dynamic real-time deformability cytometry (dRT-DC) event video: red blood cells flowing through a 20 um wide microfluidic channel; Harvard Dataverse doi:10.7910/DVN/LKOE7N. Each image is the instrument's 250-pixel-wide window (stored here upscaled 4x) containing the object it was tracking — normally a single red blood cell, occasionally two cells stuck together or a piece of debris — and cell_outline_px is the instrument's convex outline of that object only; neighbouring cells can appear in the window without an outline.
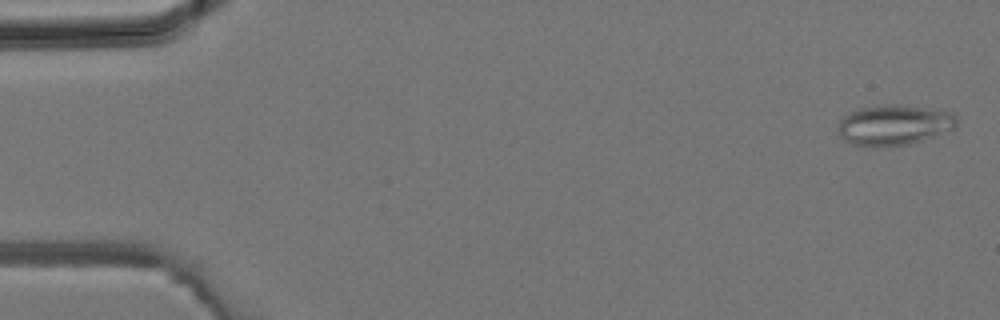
{"species": "common noctule bat (a hibernating species)", "species_latin": "Nyctalus noctula", "temperature_condition": "room temperature", "stored_images_in_passage": 3, "camera_frame_rate_fps": 3000, "um_per_image_px": 0.085, "animal": {"sex": "male", "body_mass_g": 19.2, "forearm_length_mm": 51.8}, "frame": {"image": 1, "passage_image": 1, "time_ms": 0.0, "image_size_px": [1000, 320], "cell_outline_px": [[956, 128], [908, 144], [872, 148], [852, 144], [844, 140], [840, 136], [836, 128], [840, 120], [848, 112], [856, 108], [876, 104], [900, 104], [948, 112], [956, 116]], "centroid_in_image_um": [75.89, 10.62], "position_along_channel_um": 9.1, "area_um2": 28.21}}